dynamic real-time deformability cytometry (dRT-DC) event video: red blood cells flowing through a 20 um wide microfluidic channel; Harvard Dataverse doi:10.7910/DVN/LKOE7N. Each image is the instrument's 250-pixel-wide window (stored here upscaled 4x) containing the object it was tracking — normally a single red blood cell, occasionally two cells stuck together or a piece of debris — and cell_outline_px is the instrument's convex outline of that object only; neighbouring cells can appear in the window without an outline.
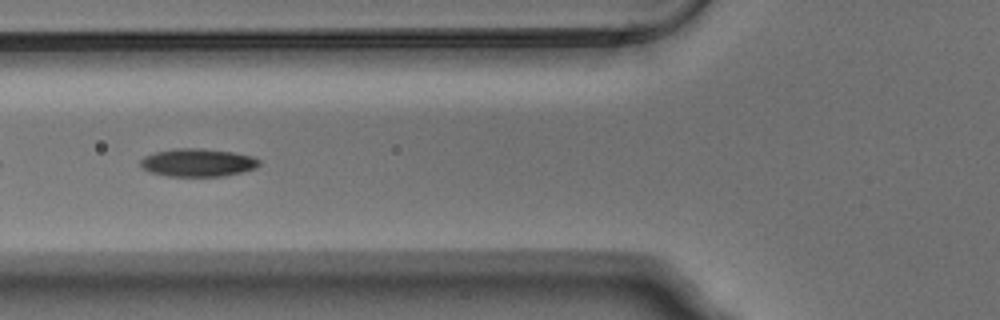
{"species": "Egyptian fruit bat (a non-hibernating species)", "species_latin": "Rousettus aegyptiacus", "temperature_condition": "warm", "stored_images_in_passage": 23, "segment_of_instrument_passage": [2, 2], "camera_frame_rate_fps": 3000, "um_per_image_px": 0.085, "animal": {"sex": "male"}, "frame": {"image": 1, "passage_image": 21, "time_ms": 6.667, "image_size_px": [1000, 320], "cell_outline_px": [[260, 164], [256, 168], [224, 176], [168, 176], [148, 172], [140, 164], [140, 160], [144, 156], [156, 152], [172, 148], [200, 148], [232, 152], [252, 156], [260, 160]], "centroid_in_image_um": [16.79, 13.82], "position_along_channel_um": 109.0, "area_um2": 19.36}}